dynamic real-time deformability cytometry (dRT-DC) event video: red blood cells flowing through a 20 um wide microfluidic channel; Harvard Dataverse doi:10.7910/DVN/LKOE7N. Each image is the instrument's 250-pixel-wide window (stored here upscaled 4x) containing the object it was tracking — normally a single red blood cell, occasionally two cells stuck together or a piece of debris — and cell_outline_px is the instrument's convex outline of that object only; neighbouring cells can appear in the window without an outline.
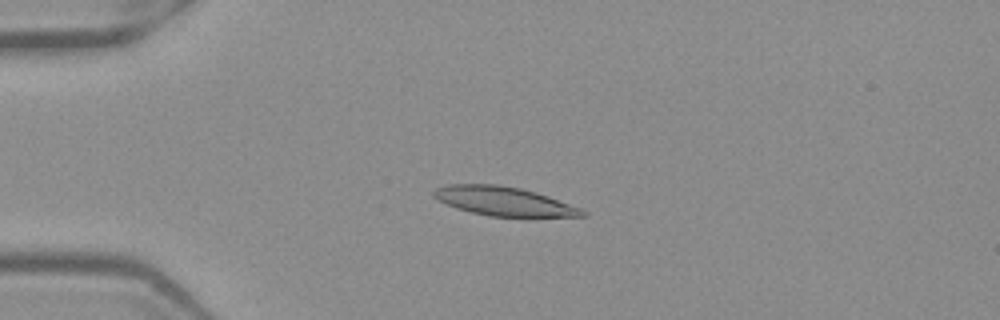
{"species": "Egyptian fruit bat (a non-hibernating species)", "species_latin": "Rousettus aegyptiacus", "temperature_condition": "warm", "stored_images_in_passage": 51, "camera_frame_rate_fps": 3000, "um_per_image_px": 0.085, "frame": {"image": 1, "passage_image": 12, "time_ms": 3.667, "image_size_px": [1000, 320], "cell_outline_px": [[588, 216], [488, 216], [456, 208], [444, 204], [432, 196], [432, 192], [436, 188], [448, 184], [496, 184], [520, 188], [536, 192], [548, 196], [580, 208], [588, 212]], "centroid_in_image_um": [42.78, 17.09], "position_along_channel_um": 42.2, "area_um2": 24.97}}
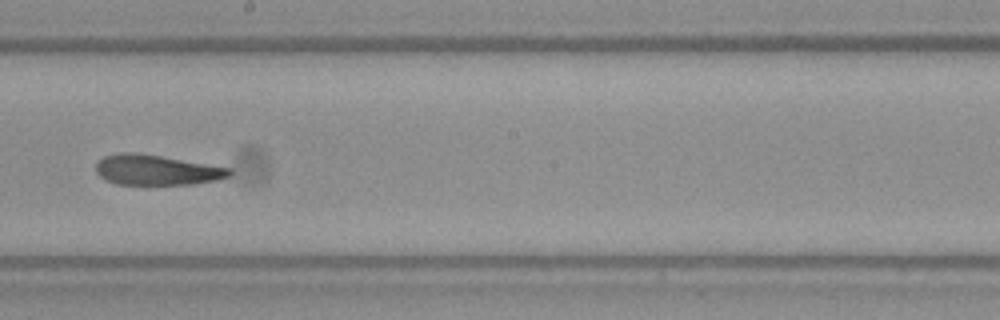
{"frame": {"image": 2, "passage_image": 29, "time_ms": 9.333, "image_size_px": [1000, 320], "cell_outline_px": [[232, 172], [228, 176], [216, 180], [192, 184], [116, 184], [100, 176], [96, 172], [96, 164], [104, 156], [120, 152], [132, 152], [160, 156], [232, 168]], "centroid_in_image_um": [13.3, 14.44], "position_along_channel_um": 234.9, "area_um2": 23.24}}
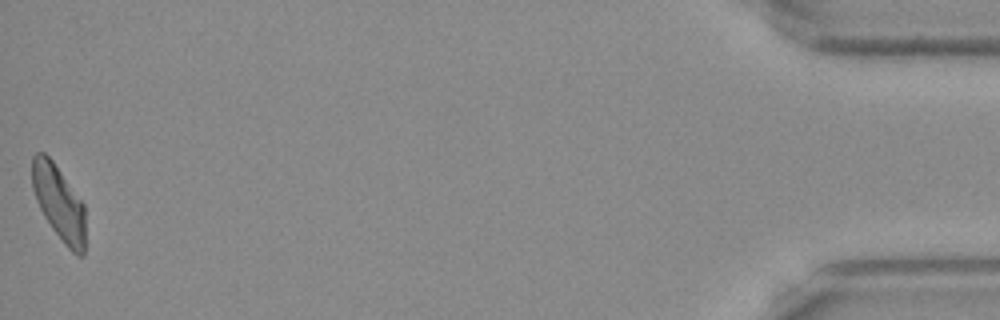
{"frame": {"image": 3, "passage_image": 51, "time_ms": 16.667, "image_size_px": [1000, 320], "cell_outline_px": [[84, 256], [76, 256], [64, 244], [52, 228], [44, 216], [36, 200], [32, 188], [32, 156], [36, 152], [44, 152], [52, 160], [84, 204]], "centroid_in_image_um": [4.99, 17.24], "position_along_channel_um": 430.2, "area_um2": 23.06}, "authors_computed_cell_mechanics": {"area_um2": 24.6228, "velocity_mm_per_s": 3.9254, "shape_relaxation_time_tau1_ms": 9.873, "shape_relaxation_time_tau2_ms": 3.4068, "deformation_change_tau1": 0.2468, "deformation_change_tau2": 0.1221}}